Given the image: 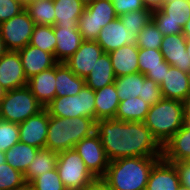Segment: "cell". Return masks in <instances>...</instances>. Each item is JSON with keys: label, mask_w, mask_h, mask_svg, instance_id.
I'll list each match as a JSON object with an SVG mask.
<instances>
[{"label": "cell", "mask_w": 190, "mask_h": 190, "mask_svg": "<svg viewBox=\"0 0 190 190\" xmlns=\"http://www.w3.org/2000/svg\"><path fill=\"white\" fill-rule=\"evenodd\" d=\"M95 132L109 161L128 157H162L163 146L144 122L115 118L96 120Z\"/></svg>", "instance_id": "obj_1"}, {"label": "cell", "mask_w": 190, "mask_h": 190, "mask_svg": "<svg viewBox=\"0 0 190 190\" xmlns=\"http://www.w3.org/2000/svg\"><path fill=\"white\" fill-rule=\"evenodd\" d=\"M162 157H128L109 161L100 179L111 190H146L149 174Z\"/></svg>", "instance_id": "obj_2"}, {"label": "cell", "mask_w": 190, "mask_h": 190, "mask_svg": "<svg viewBox=\"0 0 190 190\" xmlns=\"http://www.w3.org/2000/svg\"><path fill=\"white\" fill-rule=\"evenodd\" d=\"M96 130V120L88 117L63 118L49 115L45 148L60 153L74 149L83 138Z\"/></svg>", "instance_id": "obj_3"}, {"label": "cell", "mask_w": 190, "mask_h": 190, "mask_svg": "<svg viewBox=\"0 0 190 190\" xmlns=\"http://www.w3.org/2000/svg\"><path fill=\"white\" fill-rule=\"evenodd\" d=\"M144 123L163 146L184 125L182 101L163 98L150 106Z\"/></svg>", "instance_id": "obj_4"}, {"label": "cell", "mask_w": 190, "mask_h": 190, "mask_svg": "<svg viewBox=\"0 0 190 190\" xmlns=\"http://www.w3.org/2000/svg\"><path fill=\"white\" fill-rule=\"evenodd\" d=\"M56 170L67 190L86 189L98 181L75 149L58 153Z\"/></svg>", "instance_id": "obj_5"}, {"label": "cell", "mask_w": 190, "mask_h": 190, "mask_svg": "<svg viewBox=\"0 0 190 190\" xmlns=\"http://www.w3.org/2000/svg\"><path fill=\"white\" fill-rule=\"evenodd\" d=\"M43 109L44 106L35 98L27 86L8 90L0 101L1 120L17 124L24 122Z\"/></svg>", "instance_id": "obj_6"}, {"label": "cell", "mask_w": 190, "mask_h": 190, "mask_svg": "<svg viewBox=\"0 0 190 190\" xmlns=\"http://www.w3.org/2000/svg\"><path fill=\"white\" fill-rule=\"evenodd\" d=\"M45 109L50 116L95 119V91L85 85L75 96L55 97Z\"/></svg>", "instance_id": "obj_7"}, {"label": "cell", "mask_w": 190, "mask_h": 190, "mask_svg": "<svg viewBox=\"0 0 190 190\" xmlns=\"http://www.w3.org/2000/svg\"><path fill=\"white\" fill-rule=\"evenodd\" d=\"M190 19V0H165L161 8L152 12L151 21L163 36L182 34Z\"/></svg>", "instance_id": "obj_8"}, {"label": "cell", "mask_w": 190, "mask_h": 190, "mask_svg": "<svg viewBox=\"0 0 190 190\" xmlns=\"http://www.w3.org/2000/svg\"><path fill=\"white\" fill-rule=\"evenodd\" d=\"M117 17L110 0H95L88 4L78 20L77 27L82 39L96 41L101 29Z\"/></svg>", "instance_id": "obj_9"}, {"label": "cell", "mask_w": 190, "mask_h": 190, "mask_svg": "<svg viewBox=\"0 0 190 190\" xmlns=\"http://www.w3.org/2000/svg\"><path fill=\"white\" fill-rule=\"evenodd\" d=\"M35 24L24 9L8 21L0 24V35L7 51H19L30 43Z\"/></svg>", "instance_id": "obj_10"}, {"label": "cell", "mask_w": 190, "mask_h": 190, "mask_svg": "<svg viewBox=\"0 0 190 190\" xmlns=\"http://www.w3.org/2000/svg\"><path fill=\"white\" fill-rule=\"evenodd\" d=\"M74 149L82 158L89 171L100 180L106 173L109 160L99 135L94 132L91 136L83 138L74 146Z\"/></svg>", "instance_id": "obj_11"}, {"label": "cell", "mask_w": 190, "mask_h": 190, "mask_svg": "<svg viewBox=\"0 0 190 190\" xmlns=\"http://www.w3.org/2000/svg\"><path fill=\"white\" fill-rule=\"evenodd\" d=\"M103 54L102 47L96 41L84 40L79 49L64 63L75 75L85 79Z\"/></svg>", "instance_id": "obj_12"}, {"label": "cell", "mask_w": 190, "mask_h": 190, "mask_svg": "<svg viewBox=\"0 0 190 190\" xmlns=\"http://www.w3.org/2000/svg\"><path fill=\"white\" fill-rule=\"evenodd\" d=\"M18 125L19 140L21 143L39 149L45 148L49 125V114L45 108Z\"/></svg>", "instance_id": "obj_13"}, {"label": "cell", "mask_w": 190, "mask_h": 190, "mask_svg": "<svg viewBox=\"0 0 190 190\" xmlns=\"http://www.w3.org/2000/svg\"><path fill=\"white\" fill-rule=\"evenodd\" d=\"M23 65L18 51H7L0 58V84L7 91L27 86Z\"/></svg>", "instance_id": "obj_14"}, {"label": "cell", "mask_w": 190, "mask_h": 190, "mask_svg": "<svg viewBox=\"0 0 190 190\" xmlns=\"http://www.w3.org/2000/svg\"><path fill=\"white\" fill-rule=\"evenodd\" d=\"M96 42L105 53H110L124 45H137V36L128 32L117 17L101 29Z\"/></svg>", "instance_id": "obj_15"}, {"label": "cell", "mask_w": 190, "mask_h": 190, "mask_svg": "<svg viewBox=\"0 0 190 190\" xmlns=\"http://www.w3.org/2000/svg\"><path fill=\"white\" fill-rule=\"evenodd\" d=\"M164 60L183 72H190V55L187 54V38L182 34L163 36L160 49Z\"/></svg>", "instance_id": "obj_16"}, {"label": "cell", "mask_w": 190, "mask_h": 190, "mask_svg": "<svg viewBox=\"0 0 190 190\" xmlns=\"http://www.w3.org/2000/svg\"><path fill=\"white\" fill-rule=\"evenodd\" d=\"M18 53L27 79L42 71L48 70L59 63L53 54L44 52L38 47L30 44L23 49H20Z\"/></svg>", "instance_id": "obj_17"}, {"label": "cell", "mask_w": 190, "mask_h": 190, "mask_svg": "<svg viewBox=\"0 0 190 190\" xmlns=\"http://www.w3.org/2000/svg\"><path fill=\"white\" fill-rule=\"evenodd\" d=\"M179 185L176 166L161 158L149 174L146 190H177Z\"/></svg>", "instance_id": "obj_18"}, {"label": "cell", "mask_w": 190, "mask_h": 190, "mask_svg": "<svg viewBox=\"0 0 190 190\" xmlns=\"http://www.w3.org/2000/svg\"><path fill=\"white\" fill-rule=\"evenodd\" d=\"M138 60L139 73L160 85L170 66L164 60L161 51L157 49H139Z\"/></svg>", "instance_id": "obj_19"}, {"label": "cell", "mask_w": 190, "mask_h": 190, "mask_svg": "<svg viewBox=\"0 0 190 190\" xmlns=\"http://www.w3.org/2000/svg\"><path fill=\"white\" fill-rule=\"evenodd\" d=\"M56 66L33 75L27 87L44 108L56 97Z\"/></svg>", "instance_id": "obj_20"}, {"label": "cell", "mask_w": 190, "mask_h": 190, "mask_svg": "<svg viewBox=\"0 0 190 190\" xmlns=\"http://www.w3.org/2000/svg\"><path fill=\"white\" fill-rule=\"evenodd\" d=\"M159 86L164 98L182 101L190 93L189 74L170 65Z\"/></svg>", "instance_id": "obj_21"}, {"label": "cell", "mask_w": 190, "mask_h": 190, "mask_svg": "<svg viewBox=\"0 0 190 190\" xmlns=\"http://www.w3.org/2000/svg\"><path fill=\"white\" fill-rule=\"evenodd\" d=\"M190 157V125L184 124L164 145L162 158L169 163Z\"/></svg>", "instance_id": "obj_22"}, {"label": "cell", "mask_w": 190, "mask_h": 190, "mask_svg": "<svg viewBox=\"0 0 190 190\" xmlns=\"http://www.w3.org/2000/svg\"><path fill=\"white\" fill-rule=\"evenodd\" d=\"M55 24L53 28H78V20L86 5L81 0H53Z\"/></svg>", "instance_id": "obj_23"}, {"label": "cell", "mask_w": 190, "mask_h": 190, "mask_svg": "<svg viewBox=\"0 0 190 190\" xmlns=\"http://www.w3.org/2000/svg\"><path fill=\"white\" fill-rule=\"evenodd\" d=\"M139 48L137 45H124L109 53L116 77L139 73Z\"/></svg>", "instance_id": "obj_24"}, {"label": "cell", "mask_w": 190, "mask_h": 190, "mask_svg": "<svg viewBox=\"0 0 190 190\" xmlns=\"http://www.w3.org/2000/svg\"><path fill=\"white\" fill-rule=\"evenodd\" d=\"M57 39L54 57L58 62H65L72 56L84 41L78 28H53Z\"/></svg>", "instance_id": "obj_25"}, {"label": "cell", "mask_w": 190, "mask_h": 190, "mask_svg": "<svg viewBox=\"0 0 190 190\" xmlns=\"http://www.w3.org/2000/svg\"><path fill=\"white\" fill-rule=\"evenodd\" d=\"M119 103L114 83L95 90V120L115 118Z\"/></svg>", "instance_id": "obj_26"}, {"label": "cell", "mask_w": 190, "mask_h": 190, "mask_svg": "<svg viewBox=\"0 0 190 190\" xmlns=\"http://www.w3.org/2000/svg\"><path fill=\"white\" fill-rule=\"evenodd\" d=\"M56 97L75 96L86 85L85 79L75 75L63 62L56 65Z\"/></svg>", "instance_id": "obj_27"}, {"label": "cell", "mask_w": 190, "mask_h": 190, "mask_svg": "<svg viewBox=\"0 0 190 190\" xmlns=\"http://www.w3.org/2000/svg\"><path fill=\"white\" fill-rule=\"evenodd\" d=\"M116 76L113 71L109 53H105L98 59L91 73L85 78L86 86L94 91L115 82Z\"/></svg>", "instance_id": "obj_28"}, {"label": "cell", "mask_w": 190, "mask_h": 190, "mask_svg": "<svg viewBox=\"0 0 190 190\" xmlns=\"http://www.w3.org/2000/svg\"><path fill=\"white\" fill-rule=\"evenodd\" d=\"M150 105L140 97H130L120 101L115 119L121 121L144 122Z\"/></svg>", "instance_id": "obj_29"}, {"label": "cell", "mask_w": 190, "mask_h": 190, "mask_svg": "<svg viewBox=\"0 0 190 190\" xmlns=\"http://www.w3.org/2000/svg\"><path fill=\"white\" fill-rule=\"evenodd\" d=\"M57 160L58 153L46 148L39 149L24 174L25 181L31 183L41 174L55 169Z\"/></svg>", "instance_id": "obj_30"}, {"label": "cell", "mask_w": 190, "mask_h": 190, "mask_svg": "<svg viewBox=\"0 0 190 190\" xmlns=\"http://www.w3.org/2000/svg\"><path fill=\"white\" fill-rule=\"evenodd\" d=\"M39 148L18 142L5 152L6 162L17 171L25 174Z\"/></svg>", "instance_id": "obj_31"}, {"label": "cell", "mask_w": 190, "mask_h": 190, "mask_svg": "<svg viewBox=\"0 0 190 190\" xmlns=\"http://www.w3.org/2000/svg\"><path fill=\"white\" fill-rule=\"evenodd\" d=\"M25 9L28 11L35 25L55 24V10L53 0H33L25 3Z\"/></svg>", "instance_id": "obj_32"}, {"label": "cell", "mask_w": 190, "mask_h": 190, "mask_svg": "<svg viewBox=\"0 0 190 190\" xmlns=\"http://www.w3.org/2000/svg\"><path fill=\"white\" fill-rule=\"evenodd\" d=\"M145 75L142 73H134L116 77L114 85L120 101L130 97L142 96L143 82Z\"/></svg>", "instance_id": "obj_33"}, {"label": "cell", "mask_w": 190, "mask_h": 190, "mask_svg": "<svg viewBox=\"0 0 190 190\" xmlns=\"http://www.w3.org/2000/svg\"><path fill=\"white\" fill-rule=\"evenodd\" d=\"M57 39L55 37L53 26L35 25L30 40V45L38 47L44 52L54 55Z\"/></svg>", "instance_id": "obj_34"}, {"label": "cell", "mask_w": 190, "mask_h": 190, "mask_svg": "<svg viewBox=\"0 0 190 190\" xmlns=\"http://www.w3.org/2000/svg\"><path fill=\"white\" fill-rule=\"evenodd\" d=\"M151 17L152 11L150 9H141L119 16L126 30L136 36L151 21Z\"/></svg>", "instance_id": "obj_35"}, {"label": "cell", "mask_w": 190, "mask_h": 190, "mask_svg": "<svg viewBox=\"0 0 190 190\" xmlns=\"http://www.w3.org/2000/svg\"><path fill=\"white\" fill-rule=\"evenodd\" d=\"M163 35L155 24L150 21L137 36V47L139 49H160Z\"/></svg>", "instance_id": "obj_36"}, {"label": "cell", "mask_w": 190, "mask_h": 190, "mask_svg": "<svg viewBox=\"0 0 190 190\" xmlns=\"http://www.w3.org/2000/svg\"><path fill=\"white\" fill-rule=\"evenodd\" d=\"M25 182L24 174L7 162L0 165V190H13Z\"/></svg>", "instance_id": "obj_37"}, {"label": "cell", "mask_w": 190, "mask_h": 190, "mask_svg": "<svg viewBox=\"0 0 190 190\" xmlns=\"http://www.w3.org/2000/svg\"><path fill=\"white\" fill-rule=\"evenodd\" d=\"M20 142L19 125L9 121H0V151L6 152Z\"/></svg>", "instance_id": "obj_38"}, {"label": "cell", "mask_w": 190, "mask_h": 190, "mask_svg": "<svg viewBox=\"0 0 190 190\" xmlns=\"http://www.w3.org/2000/svg\"><path fill=\"white\" fill-rule=\"evenodd\" d=\"M34 190H67L55 169L45 172L32 182Z\"/></svg>", "instance_id": "obj_39"}, {"label": "cell", "mask_w": 190, "mask_h": 190, "mask_svg": "<svg viewBox=\"0 0 190 190\" xmlns=\"http://www.w3.org/2000/svg\"><path fill=\"white\" fill-rule=\"evenodd\" d=\"M139 97L147 102L150 106L164 98L160 86L152 79L147 77H145L143 82L142 96Z\"/></svg>", "instance_id": "obj_40"}, {"label": "cell", "mask_w": 190, "mask_h": 190, "mask_svg": "<svg viewBox=\"0 0 190 190\" xmlns=\"http://www.w3.org/2000/svg\"><path fill=\"white\" fill-rule=\"evenodd\" d=\"M25 9L21 0H0V24L18 15Z\"/></svg>", "instance_id": "obj_41"}, {"label": "cell", "mask_w": 190, "mask_h": 190, "mask_svg": "<svg viewBox=\"0 0 190 190\" xmlns=\"http://www.w3.org/2000/svg\"><path fill=\"white\" fill-rule=\"evenodd\" d=\"M114 5L115 14L119 17L122 14L146 9L142 0H110Z\"/></svg>", "instance_id": "obj_42"}, {"label": "cell", "mask_w": 190, "mask_h": 190, "mask_svg": "<svg viewBox=\"0 0 190 190\" xmlns=\"http://www.w3.org/2000/svg\"><path fill=\"white\" fill-rule=\"evenodd\" d=\"M178 171L180 184L190 188V165L186 161L173 163Z\"/></svg>", "instance_id": "obj_43"}, {"label": "cell", "mask_w": 190, "mask_h": 190, "mask_svg": "<svg viewBox=\"0 0 190 190\" xmlns=\"http://www.w3.org/2000/svg\"><path fill=\"white\" fill-rule=\"evenodd\" d=\"M184 124L190 125V93L182 100Z\"/></svg>", "instance_id": "obj_44"}, {"label": "cell", "mask_w": 190, "mask_h": 190, "mask_svg": "<svg viewBox=\"0 0 190 190\" xmlns=\"http://www.w3.org/2000/svg\"><path fill=\"white\" fill-rule=\"evenodd\" d=\"M144 7L152 12L161 8L165 0H142Z\"/></svg>", "instance_id": "obj_45"}, {"label": "cell", "mask_w": 190, "mask_h": 190, "mask_svg": "<svg viewBox=\"0 0 190 190\" xmlns=\"http://www.w3.org/2000/svg\"><path fill=\"white\" fill-rule=\"evenodd\" d=\"M13 190H34V187H33L32 183L25 181L22 185L16 187Z\"/></svg>", "instance_id": "obj_46"}, {"label": "cell", "mask_w": 190, "mask_h": 190, "mask_svg": "<svg viewBox=\"0 0 190 190\" xmlns=\"http://www.w3.org/2000/svg\"><path fill=\"white\" fill-rule=\"evenodd\" d=\"M183 35L190 39V19L186 22V24L183 26Z\"/></svg>", "instance_id": "obj_47"}, {"label": "cell", "mask_w": 190, "mask_h": 190, "mask_svg": "<svg viewBox=\"0 0 190 190\" xmlns=\"http://www.w3.org/2000/svg\"><path fill=\"white\" fill-rule=\"evenodd\" d=\"M94 190H111L110 188H108L104 183H102L100 180H98L95 184H94Z\"/></svg>", "instance_id": "obj_48"}, {"label": "cell", "mask_w": 190, "mask_h": 190, "mask_svg": "<svg viewBox=\"0 0 190 190\" xmlns=\"http://www.w3.org/2000/svg\"><path fill=\"white\" fill-rule=\"evenodd\" d=\"M7 52V49L4 45V41L3 39L1 38V35H0V58Z\"/></svg>", "instance_id": "obj_49"}, {"label": "cell", "mask_w": 190, "mask_h": 190, "mask_svg": "<svg viewBox=\"0 0 190 190\" xmlns=\"http://www.w3.org/2000/svg\"><path fill=\"white\" fill-rule=\"evenodd\" d=\"M6 92H7V90L4 87H2L0 84V101L5 96Z\"/></svg>", "instance_id": "obj_50"}, {"label": "cell", "mask_w": 190, "mask_h": 190, "mask_svg": "<svg viewBox=\"0 0 190 190\" xmlns=\"http://www.w3.org/2000/svg\"><path fill=\"white\" fill-rule=\"evenodd\" d=\"M6 162L5 160V152L0 151V165L4 164Z\"/></svg>", "instance_id": "obj_51"}, {"label": "cell", "mask_w": 190, "mask_h": 190, "mask_svg": "<svg viewBox=\"0 0 190 190\" xmlns=\"http://www.w3.org/2000/svg\"><path fill=\"white\" fill-rule=\"evenodd\" d=\"M177 190H190V188L180 184Z\"/></svg>", "instance_id": "obj_52"}, {"label": "cell", "mask_w": 190, "mask_h": 190, "mask_svg": "<svg viewBox=\"0 0 190 190\" xmlns=\"http://www.w3.org/2000/svg\"><path fill=\"white\" fill-rule=\"evenodd\" d=\"M187 54L190 55V39H187Z\"/></svg>", "instance_id": "obj_53"}, {"label": "cell", "mask_w": 190, "mask_h": 190, "mask_svg": "<svg viewBox=\"0 0 190 190\" xmlns=\"http://www.w3.org/2000/svg\"><path fill=\"white\" fill-rule=\"evenodd\" d=\"M86 6L90 3H93L95 0H81Z\"/></svg>", "instance_id": "obj_54"}, {"label": "cell", "mask_w": 190, "mask_h": 190, "mask_svg": "<svg viewBox=\"0 0 190 190\" xmlns=\"http://www.w3.org/2000/svg\"><path fill=\"white\" fill-rule=\"evenodd\" d=\"M82 190H94V185L89 187V188H86V189H82Z\"/></svg>", "instance_id": "obj_55"}, {"label": "cell", "mask_w": 190, "mask_h": 190, "mask_svg": "<svg viewBox=\"0 0 190 190\" xmlns=\"http://www.w3.org/2000/svg\"><path fill=\"white\" fill-rule=\"evenodd\" d=\"M190 165V157L185 160Z\"/></svg>", "instance_id": "obj_56"}]
</instances>
